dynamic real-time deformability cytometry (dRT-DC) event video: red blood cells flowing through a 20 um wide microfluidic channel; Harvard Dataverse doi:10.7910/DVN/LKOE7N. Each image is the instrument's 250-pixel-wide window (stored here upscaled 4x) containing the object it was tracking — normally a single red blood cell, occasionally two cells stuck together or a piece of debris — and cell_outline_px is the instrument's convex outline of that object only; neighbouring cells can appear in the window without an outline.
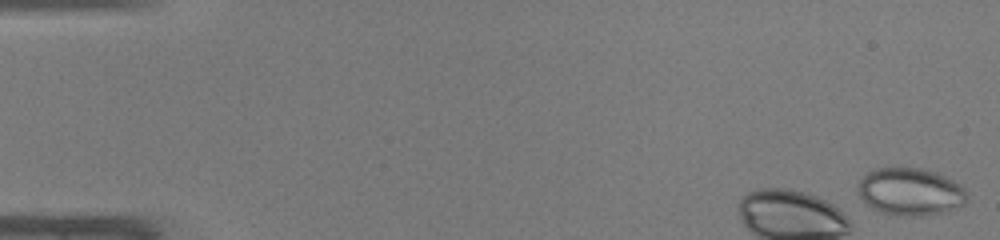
{"species": "common noctule bat (a hibernating species)", "species_latin": "Nyctalus noctula", "temperature_condition": "warm", "stored_images_in_passage": 8, "camera_frame_rate_fps": 3000, "um_per_image_px": 0.085, "animal": {"sex": "male", "body_mass_g": 19.0, "forearm_length_mm": 50.8}, "frame": {"image": 1, "passage_image": 1, "time_ms": 0.0, "image_size_px": [1000, 240], "cell_outline_px": [[968, 200], [964, 204], [948, 212], [920, 216], [904, 216], [880, 212], [872, 208], [856, 192], [856, 184], [868, 172], [876, 168], [900, 164], [920, 168], [936, 172], [960, 184], [964, 188], [968, 196]], "centroid_in_image_um": [77.37, 16.26], "position_along_channel_um": 7.6, "area_um2": 31.04}}